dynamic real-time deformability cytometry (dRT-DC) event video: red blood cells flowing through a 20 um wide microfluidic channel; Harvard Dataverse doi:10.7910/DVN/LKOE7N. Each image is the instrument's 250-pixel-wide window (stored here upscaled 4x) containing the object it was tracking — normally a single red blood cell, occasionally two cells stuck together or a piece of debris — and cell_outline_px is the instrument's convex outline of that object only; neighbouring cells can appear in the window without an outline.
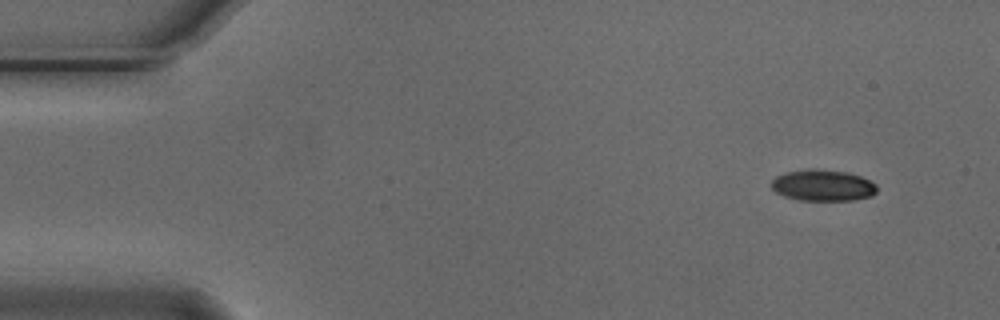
{"species": "Egyptian fruit bat (a non-hibernating species)", "species_latin": "Rousettus aegyptiacus", "temperature_condition": "cold", "stored_images_in_passage": 4, "camera_frame_rate_fps": 3000, "um_per_image_px": 0.085, "animal": {"sex": "male"}, "frame": {"image": 1, "passage_image": 1, "time_ms": 0.0, "image_size_px": [1000, 320], "cell_outline_px": [[876, 192], [872, 196], [852, 200], [800, 200], [784, 196], [776, 192], [772, 188], [772, 180], [776, 176], [788, 172], [812, 168], [848, 172], [860, 176], [876, 184]], "centroid_in_image_um": [69.95, 15.75], "position_along_channel_um": 15.1, "area_um2": 19.13}}